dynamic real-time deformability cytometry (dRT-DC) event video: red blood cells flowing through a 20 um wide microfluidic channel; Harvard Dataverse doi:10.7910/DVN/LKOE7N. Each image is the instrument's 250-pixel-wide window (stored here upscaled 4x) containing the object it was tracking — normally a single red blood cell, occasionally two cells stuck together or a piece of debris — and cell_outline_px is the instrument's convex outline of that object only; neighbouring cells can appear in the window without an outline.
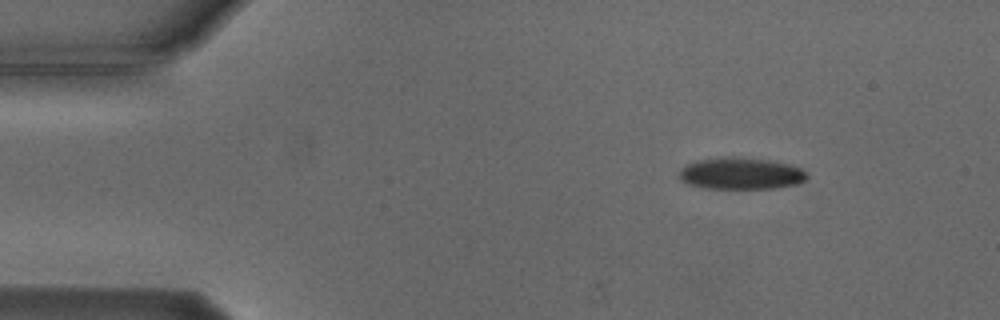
{"species": "Egyptian fruit bat (a non-hibernating species)", "species_latin": "Rousettus aegyptiacus", "temperature_condition": "cold", "stored_images_in_passage": 3, "camera_frame_rate_fps": 3000, "um_per_image_px": 0.085, "animal": {"sex": "male"}, "frame": {"image": 1, "passage_image": 1, "time_ms": 0.0, "image_size_px": [1000, 320], "cell_outline_px": [[808, 176], [804, 180], [796, 184], [776, 188], [704, 188], [684, 184], [680, 180], [680, 168], [684, 164], [696, 160], [720, 156], [740, 156], [772, 160], [788, 164], [800, 168]], "centroid_in_image_um": [62.9, 14.72], "position_along_channel_um": 22.1, "area_um2": 24.1}}